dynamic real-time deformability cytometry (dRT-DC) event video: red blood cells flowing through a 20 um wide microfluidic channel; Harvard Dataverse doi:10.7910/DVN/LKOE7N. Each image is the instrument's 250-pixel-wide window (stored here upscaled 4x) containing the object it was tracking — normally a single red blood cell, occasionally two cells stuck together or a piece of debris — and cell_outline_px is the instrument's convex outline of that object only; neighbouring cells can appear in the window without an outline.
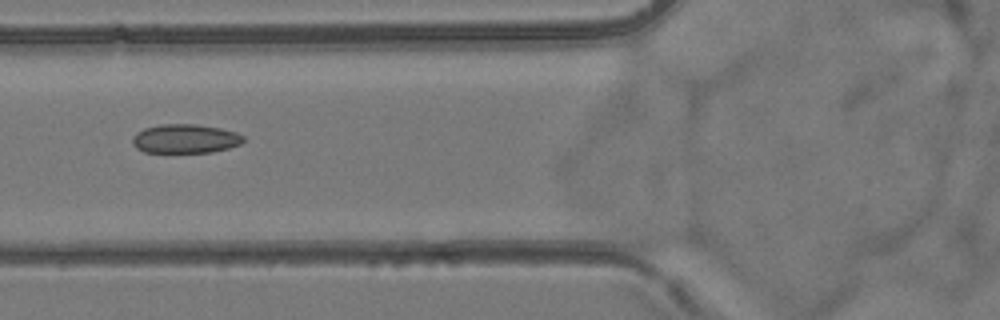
{"species": "common noctule bat (a hibernating species)", "species_latin": "Nyctalus noctula", "temperature_condition": "room temperature", "stored_images_in_passage": 6, "camera_frame_rate_fps": 3000, "um_per_image_px": 0.085, "animal": {"sex": "female", "body_mass_g": 24.6, "forearm_length_mm": 56.2}, "frame": {"image": 1, "passage_image": 6, "time_ms": 6.667, "image_size_px": [1000, 320], "cell_outline_px": [[244, 140], [240, 144], [228, 148], [212, 152], [144, 152], [136, 148], [132, 144], [132, 136], [136, 132], [144, 128], [160, 124], [196, 124], [220, 128], [236, 132], [244, 136]], "centroid_in_image_um": [15.72, 11.78], "position_along_channel_um": 110.1, "area_um2": 18.84}}